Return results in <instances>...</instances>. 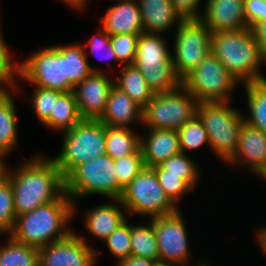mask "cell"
<instances>
[{
    "mask_svg": "<svg viewBox=\"0 0 266 266\" xmlns=\"http://www.w3.org/2000/svg\"><path fill=\"white\" fill-rule=\"evenodd\" d=\"M64 179L65 193L74 203V217L79 211L76 200L91 195L120 199L124 190L118 184L114 160L107 154L76 166Z\"/></svg>",
    "mask_w": 266,
    "mask_h": 266,
    "instance_id": "5",
    "label": "cell"
},
{
    "mask_svg": "<svg viewBox=\"0 0 266 266\" xmlns=\"http://www.w3.org/2000/svg\"><path fill=\"white\" fill-rule=\"evenodd\" d=\"M153 266H178V265L173 264V263H169L167 261L157 260V261H155Z\"/></svg>",
    "mask_w": 266,
    "mask_h": 266,
    "instance_id": "48",
    "label": "cell"
},
{
    "mask_svg": "<svg viewBox=\"0 0 266 266\" xmlns=\"http://www.w3.org/2000/svg\"><path fill=\"white\" fill-rule=\"evenodd\" d=\"M248 115L243 114L244 123L266 133V79L244 84Z\"/></svg>",
    "mask_w": 266,
    "mask_h": 266,
    "instance_id": "26",
    "label": "cell"
},
{
    "mask_svg": "<svg viewBox=\"0 0 266 266\" xmlns=\"http://www.w3.org/2000/svg\"><path fill=\"white\" fill-rule=\"evenodd\" d=\"M118 184L124 189L145 167L141 149L137 153L114 159Z\"/></svg>",
    "mask_w": 266,
    "mask_h": 266,
    "instance_id": "36",
    "label": "cell"
},
{
    "mask_svg": "<svg viewBox=\"0 0 266 266\" xmlns=\"http://www.w3.org/2000/svg\"><path fill=\"white\" fill-rule=\"evenodd\" d=\"M175 30L172 61L182 80L211 53L212 32L200 19L182 20Z\"/></svg>",
    "mask_w": 266,
    "mask_h": 266,
    "instance_id": "12",
    "label": "cell"
},
{
    "mask_svg": "<svg viewBox=\"0 0 266 266\" xmlns=\"http://www.w3.org/2000/svg\"><path fill=\"white\" fill-rule=\"evenodd\" d=\"M197 165L187 153H180L163 161L159 166L165 170V175H184V181L194 190L201 176Z\"/></svg>",
    "mask_w": 266,
    "mask_h": 266,
    "instance_id": "32",
    "label": "cell"
},
{
    "mask_svg": "<svg viewBox=\"0 0 266 266\" xmlns=\"http://www.w3.org/2000/svg\"><path fill=\"white\" fill-rule=\"evenodd\" d=\"M163 35L143 32L137 40L134 65L154 94L174 91L182 85Z\"/></svg>",
    "mask_w": 266,
    "mask_h": 266,
    "instance_id": "4",
    "label": "cell"
},
{
    "mask_svg": "<svg viewBox=\"0 0 266 266\" xmlns=\"http://www.w3.org/2000/svg\"><path fill=\"white\" fill-rule=\"evenodd\" d=\"M7 156L9 157L8 154L0 152V182H2L8 176L9 167L6 161H4V159H6L5 157Z\"/></svg>",
    "mask_w": 266,
    "mask_h": 266,
    "instance_id": "47",
    "label": "cell"
},
{
    "mask_svg": "<svg viewBox=\"0 0 266 266\" xmlns=\"http://www.w3.org/2000/svg\"><path fill=\"white\" fill-rule=\"evenodd\" d=\"M85 43V45L83 44V48L87 58L90 53L102 61L106 60V62H108L113 60L118 62L115 51L110 45V35L101 26L99 30H96L95 34L91 36L88 42ZM87 47H90V50L87 51Z\"/></svg>",
    "mask_w": 266,
    "mask_h": 266,
    "instance_id": "40",
    "label": "cell"
},
{
    "mask_svg": "<svg viewBox=\"0 0 266 266\" xmlns=\"http://www.w3.org/2000/svg\"><path fill=\"white\" fill-rule=\"evenodd\" d=\"M101 26L109 35L141 34L144 32L141 11L137 0L116 1L100 17Z\"/></svg>",
    "mask_w": 266,
    "mask_h": 266,
    "instance_id": "19",
    "label": "cell"
},
{
    "mask_svg": "<svg viewBox=\"0 0 266 266\" xmlns=\"http://www.w3.org/2000/svg\"><path fill=\"white\" fill-rule=\"evenodd\" d=\"M204 1L202 0H170V2L174 5L175 10L177 11V13L181 16L183 20L201 19L203 10L200 8V6L204 8V6L201 5L202 2L204 3Z\"/></svg>",
    "mask_w": 266,
    "mask_h": 266,
    "instance_id": "41",
    "label": "cell"
},
{
    "mask_svg": "<svg viewBox=\"0 0 266 266\" xmlns=\"http://www.w3.org/2000/svg\"><path fill=\"white\" fill-rule=\"evenodd\" d=\"M142 137L141 146L145 167L160 165L168 158L181 153L177 130L147 129Z\"/></svg>",
    "mask_w": 266,
    "mask_h": 266,
    "instance_id": "21",
    "label": "cell"
},
{
    "mask_svg": "<svg viewBox=\"0 0 266 266\" xmlns=\"http://www.w3.org/2000/svg\"><path fill=\"white\" fill-rule=\"evenodd\" d=\"M151 168L156 172L158 182L163 190L177 206H179L178 202L181 201L182 196L192 192L193 189L184 181V175H165V170L159 165Z\"/></svg>",
    "mask_w": 266,
    "mask_h": 266,
    "instance_id": "38",
    "label": "cell"
},
{
    "mask_svg": "<svg viewBox=\"0 0 266 266\" xmlns=\"http://www.w3.org/2000/svg\"><path fill=\"white\" fill-rule=\"evenodd\" d=\"M39 49L25 60H20L19 79L30 86L60 92L73 91L74 86L65 76L64 45L58 43Z\"/></svg>",
    "mask_w": 266,
    "mask_h": 266,
    "instance_id": "11",
    "label": "cell"
},
{
    "mask_svg": "<svg viewBox=\"0 0 266 266\" xmlns=\"http://www.w3.org/2000/svg\"><path fill=\"white\" fill-rule=\"evenodd\" d=\"M225 163L232 167L243 166L262 180L266 175V133L244 123L237 148Z\"/></svg>",
    "mask_w": 266,
    "mask_h": 266,
    "instance_id": "16",
    "label": "cell"
},
{
    "mask_svg": "<svg viewBox=\"0 0 266 266\" xmlns=\"http://www.w3.org/2000/svg\"><path fill=\"white\" fill-rule=\"evenodd\" d=\"M266 21V0H264V9L262 14V22Z\"/></svg>",
    "mask_w": 266,
    "mask_h": 266,
    "instance_id": "49",
    "label": "cell"
},
{
    "mask_svg": "<svg viewBox=\"0 0 266 266\" xmlns=\"http://www.w3.org/2000/svg\"><path fill=\"white\" fill-rule=\"evenodd\" d=\"M82 43L64 44V68L67 80L75 86L91 73H105L101 68L91 66Z\"/></svg>",
    "mask_w": 266,
    "mask_h": 266,
    "instance_id": "27",
    "label": "cell"
},
{
    "mask_svg": "<svg viewBox=\"0 0 266 266\" xmlns=\"http://www.w3.org/2000/svg\"><path fill=\"white\" fill-rule=\"evenodd\" d=\"M177 132L181 153L201 149L205 144L210 148L207 131L197 116L185 123Z\"/></svg>",
    "mask_w": 266,
    "mask_h": 266,
    "instance_id": "33",
    "label": "cell"
},
{
    "mask_svg": "<svg viewBox=\"0 0 266 266\" xmlns=\"http://www.w3.org/2000/svg\"><path fill=\"white\" fill-rule=\"evenodd\" d=\"M1 27L0 25V93H5L18 88L20 60L12 58L13 56L10 54L11 51L4 40Z\"/></svg>",
    "mask_w": 266,
    "mask_h": 266,
    "instance_id": "31",
    "label": "cell"
},
{
    "mask_svg": "<svg viewBox=\"0 0 266 266\" xmlns=\"http://www.w3.org/2000/svg\"><path fill=\"white\" fill-rule=\"evenodd\" d=\"M262 56L266 59V21L251 27Z\"/></svg>",
    "mask_w": 266,
    "mask_h": 266,
    "instance_id": "43",
    "label": "cell"
},
{
    "mask_svg": "<svg viewBox=\"0 0 266 266\" xmlns=\"http://www.w3.org/2000/svg\"><path fill=\"white\" fill-rule=\"evenodd\" d=\"M99 121L110 127L130 128L135 123L142 125L143 108L114 84L109 92L105 111Z\"/></svg>",
    "mask_w": 266,
    "mask_h": 266,
    "instance_id": "20",
    "label": "cell"
},
{
    "mask_svg": "<svg viewBox=\"0 0 266 266\" xmlns=\"http://www.w3.org/2000/svg\"><path fill=\"white\" fill-rule=\"evenodd\" d=\"M114 78L107 73H91L76 84L73 92L82 120H99L106 108Z\"/></svg>",
    "mask_w": 266,
    "mask_h": 266,
    "instance_id": "15",
    "label": "cell"
},
{
    "mask_svg": "<svg viewBox=\"0 0 266 266\" xmlns=\"http://www.w3.org/2000/svg\"><path fill=\"white\" fill-rule=\"evenodd\" d=\"M120 201L129 216L140 215L152 219L171 215L180 210L163 190L156 172L151 167H144L124 188Z\"/></svg>",
    "mask_w": 266,
    "mask_h": 266,
    "instance_id": "8",
    "label": "cell"
},
{
    "mask_svg": "<svg viewBox=\"0 0 266 266\" xmlns=\"http://www.w3.org/2000/svg\"><path fill=\"white\" fill-rule=\"evenodd\" d=\"M81 120L74 92L68 91L62 92L57 99H54L53 111L43 126L49 131L63 133L71 130Z\"/></svg>",
    "mask_w": 266,
    "mask_h": 266,
    "instance_id": "24",
    "label": "cell"
},
{
    "mask_svg": "<svg viewBox=\"0 0 266 266\" xmlns=\"http://www.w3.org/2000/svg\"><path fill=\"white\" fill-rule=\"evenodd\" d=\"M141 135L132 128L106 126V154L113 160L137 153Z\"/></svg>",
    "mask_w": 266,
    "mask_h": 266,
    "instance_id": "28",
    "label": "cell"
},
{
    "mask_svg": "<svg viewBox=\"0 0 266 266\" xmlns=\"http://www.w3.org/2000/svg\"><path fill=\"white\" fill-rule=\"evenodd\" d=\"M144 33L165 34L183 20L170 0H137Z\"/></svg>",
    "mask_w": 266,
    "mask_h": 266,
    "instance_id": "22",
    "label": "cell"
},
{
    "mask_svg": "<svg viewBox=\"0 0 266 266\" xmlns=\"http://www.w3.org/2000/svg\"><path fill=\"white\" fill-rule=\"evenodd\" d=\"M144 223V224H143ZM131 225V254L154 261L159 260L155 230L149 221Z\"/></svg>",
    "mask_w": 266,
    "mask_h": 266,
    "instance_id": "30",
    "label": "cell"
},
{
    "mask_svg": "<svg viewBox=\"0 0 266 266\" xmlns=\"http://www.w3.org/2000/svg\"><path fill=\"white\" fill-rule=\"evenodd\" d=\"M115 73L114 84L124 91L134 102L144 108L152 99L154 92L149 88L145 78L134 65H124Z\"/></svg>",
    "mask_w": 266,
    "mask_h": 266,
    "instance_id": "25",
    "label": "cell"
},
{
    "mask_svg": "<svg viewBox=\"0 0 266 266\" xmlns=\"http://www.w3.org/2000/svg\"><path fill=\"white\" fill-rule=\"evenodd\" d=\"M8 171L16 216L59 199L65 193V179L55 161L44 155L24 160Z\"/></svg>",
    "mask_w": 266,
    "mask_h": 266,
    "instance_id": "1",
    "label": "cell"
},
{
    "mask_svg": "<svg viewBox=\"0 0 266 266\" xmlns=\"http://www.w3.org/2000/svg\"><path fill=\"white\" fill-rule=\"evenodd\" d=\"M31 93L32 111H34L33 113H35L39 123L44 124L49 119L51 111H53L54 99H57L62 92L33 86V92Z\"/></svg>",
    "mask_w": 266,
    "mask_h": 266,
    "instance_id": "37",
    "label": "cell"
},
{
    "mask_svg": "<svg viewBox=\"0 0 266 266\" xmlns=\"http://www.w3.org/2000/svg\"><path fill=\"white\" fill-rule=\"evenodd\" d=\"M211 52L242 85L266 79L260 70L266 64L251 28L212 32Z\"/></svg>",
    "mask_w": 266,
    "mask_h": 266,
    "instance_id": "3",
    "label": "cell"
},
{
    "mask_svg": "<svg viewBox=\"0 0 266 266\" xmlns=\"http://www.w3.org/2000/svg\"><path fill=\"white\" fill-rule=\"evenodd\" d=\"M0 244V266H39V249L14 241L10 236Z\"/></svg>",
    "mask_w": 266,
    "mask_h": 266,
    "instance_id": "29",
    "label": "cell"
},
{
    "mask_svg": "<svg viewBox=\"0 0 266 266\" xmlns=\"http://www.w3.org/2000/svg\"><path fill=\"white\" fill-rule=\"evenodd\" d=\"M61 134V150L51 158L64 178L76 166L106 155V125L99 120H81Z\"/></svg>",
    "mask_w": 266,
    "mask_h": 266,
    "instance_id": "7",
    "label": "cell"
},
{
    "mask_svg": "<svg viewBox=\"0 0 266 266\" xmlns=\"http://www.w3.org/2000/svg\"><path fill=\"white\" fill-rule=\"evenodd\" d=\"M13 192L10 179L0 182V236H9L16 221Z\"/></svg>",
    "mask_w": 266,
    "mask_h": 266,
    "instance_id": "35",
    "label": "cell"
},
{
    "mask_svg": "<svg viewBox=\"0 0 266 266\" xmlns=\"http://www.w3.org/2000/svg\"><path fill=\"white\" fill-rule=\"evenodd\" d=\"M62 3L67 4V6L74 8L76 12H84L87 9V3H90V0H60ZM86 8V9H85Z\"/></svg>",
    "mask_w": 266,
    "mask_h": 266,
    "instance_id": "45",
    "label": "cell"
},
{
    "mask_svg": "<svg viewBox=\"0 0 266 266\" xmlns=\"http://www.w3.org/2000/svg\"><path fill=\"white\" fill-rule=\"evenodd\" d=\"M201 21L211 32L239 31L248 28L244 0H206Z\"/></svg>",
    "mask_w": 266,
    "mask_h": 266,
    "instance_id": "17",
    "label": "cell"
},
{
    "mask_svg": "<svg viewBox=\"0 0 266 266\" xmlns=\"http://www.w3.org/2000/svg\"><path fill=\"white\" fill-rule=\"evenodd\" d=\"M20 87L18 85L14 91L0 93V152L8 155L18 149V112L14 95L21 92Z\"/></svg>",
    "mask_w": 266,
    "mask_h": 266,
    "instance_id": "23",
    "label": "cell"
},
{
    "mask_svg": "<svg viewBox=\"0 0 266 266\" xmlns=\"http://www.w3.org/2000/svg\"><path fill=\"white\" fill-rule=\"evenodd\" d=\"M139 35L140 34L110 35V45L115 51L119 67L134 64Z\"/></svg>",
    "mask_w": 266,
    "mask_h": 266,
    "instance_id": "39",
    "label": "cell"
},
{
    "mask_svg": "<svg viewBox=\"0 0 266 266\" xmlns=\"http://www.w3.org/2000/svg\"><path fill=\"white\" fill-rule=\"evenodd\" d=\"M239 85L212 52L182 79V86L198 102H230V97Z\"/></svg>",
    "mask_w": 266,
    "mask_h": 266,
    "instance_id": "9",
    "label": "cell"
},
{
    "mask_svg": "<svg viewBox=\"0 0 266 266\" xmlns=\"http://www.w3.org/2000/svg\"><path fill=\"white\" fill-rule=\"evenodd\" d=\"M198 101L182 85L156 93L143 108V128L178 130L196 116Z\"/></svg>",
    "mask_w": 266,
    "mask_h": 266,
    "instance_id": "10",
    "label": "cell"
},
{
    "mask_svg": "<svg viewBox=\"0 0 266 266\" xmlns=\"http://www.w3.org/2000/svg\"><path fill=\"white\" fill-rule=\"evenodd\" d=\"M155 263L152 259L130 255L128 258L121 260L116 266H153Z\"/></svg>",
    "mask_w": 266,
    "mask_h": 266,
    "instance_id": "44",
    "label": "cell"
},
{
    "mask_svg": "<svg viewBox=\"0 0 266 266\" xmlns=\"http://www.w3.org/2000/svg\"><path fill=\"white\" fill-rule=\"evenodd\" d=\"M264 0H244V16L248 27L262 22Z\"/></svg>",
    "mask_w": 266,
    "mask_h": 266,
    "instance_id": "42",
    "label": "cell"
},
{
    "mask_svg": "<svg viewBox=\"0 0 266 266\" xmlns=\"http://www.w3.org/2000/svg\"><path fill=\"white\" fill-rule=\"evenodd\" d=\"M75 231L39 249V266H96L99 253Z\"/></svg>",
    "mask_w": 266,
    "mask_h": 266,
    "instance_id": "14",
    "label": "cell"
},
{
    "mask_svg": "<svg viewBox=\"0 0 266 266\" xmlns=\"http://www.w3.org/2000/svg\"><path fill=\"white\" fill-rule=\"evenodd\" d=\"M89 209L83 212L85 230L95 239H100L103 242L129 218L120 199H111V202H104Z\"/></svg>",
    "mask_w": 266,
    "mask_h": 266,
    "instance_id": "18",
    "label": "cell"
},
{
    "mask_svg": "<svg viewBox=\"0 0 266 266\" xmlns=\"http://www.w3.org/2000/svg\"><path fill=\"white\" fill-rule=\"evenodd\" d=\"M209 262L207 261H205L204 263H202V264H200L199 266H210V264H208Z\"/></svg>",
    "mask_w": 266,
    "mask_h": 266,
    "instance_id": "50",
    "label": "cell"
},
{
    "mask_svg": "<svg viewBox=\"0 0 266 266\" xmlns=\"http://www.w3.org/2000/svg\"><path fill=\"white\" fill-rule=\"evenodd\" d=\"M74 203L64 193L59 199L16 217L10 237L35 248L45 247L66 238L74 231Z\"/></svg>",
    "mask_w": 266,
    "mask_h": 266,
    "instance_id": "2",
    "label": "cell"
},
{
    "mask_svg": "<svg viewBox=\"0 0 266 266\" xmlns=\"http://www.w3.org/2000/svg\"><path fill=\"white\" fill-rule=\"evenodd\" d=\"M256 242L258 243L260 249H262L263 253L266 255V226L260 228V229H257L256 231Z\"/></svg>",
    "mask_w": 266,
    "mask_h": 266,
    "instance_id": "46",
    "label": "cell"
},
{
    "mask_svg": "<svg viewBox=\"0 0 266 266\" xmlns=\"http://www.w3.org/2000/svg\"><path fill=\"white\" fill-rule=\"evenodd\" d=\"M183 215L179 210L171 215L149 219L155 230L159 260L178 266H199L205 261H198L193 265L190 263L192 253L189 248L187 223Z\"/></svg>",
    "mask_w": 266,
    "mask_h": 266,
    "instance_id": "13",
    "label": "cell"
},
{
    "mask_svg": "<svg viewBox=\"0 0 266 266\" xmlns=\"http://www.w3.org/2000/svg\"><path fill=\"white\" fill-rule=\"evenodd\" d=\"M228 101L198 102L196 116L204 125L213 155L226 162L238 145L239 131L244 124L243 112Z\"/></svg>",
    "mask_w": 266,
    "mask_h": 266,
    "instance_id": "6",
    "label": "cell"
},
{
    "mask_svg": "<svg viewBox=\"0 0 266 266\" xmlns=\"http://www.w3.org/2000/svg\"><path fill=\"white\" fill-rule=\"evenodd\" d=\"M127 219L105 240L106 248L115 257V265L131 255V222Z\"/></svg>",
    "mask_w": 266,
    "mask_h": 266,
    "instance_id": "34",
    "label": "cell"
}]
</instances>
